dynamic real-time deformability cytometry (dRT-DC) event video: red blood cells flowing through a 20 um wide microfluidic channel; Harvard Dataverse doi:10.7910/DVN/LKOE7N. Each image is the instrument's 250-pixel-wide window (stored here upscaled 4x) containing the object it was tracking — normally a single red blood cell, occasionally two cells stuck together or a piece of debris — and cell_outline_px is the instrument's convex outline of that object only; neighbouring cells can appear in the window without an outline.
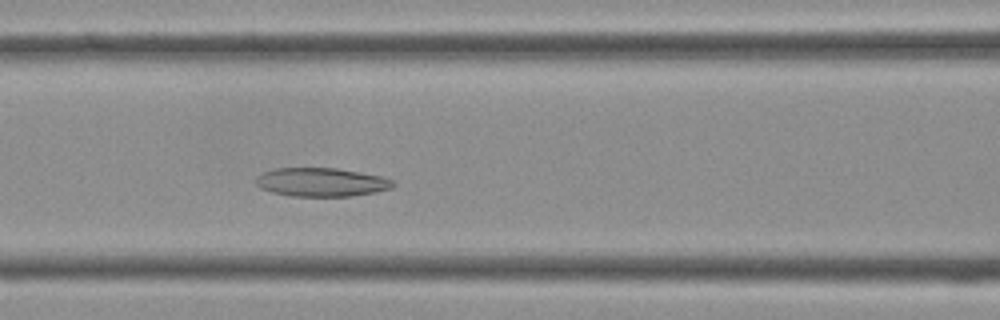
{"species": "Egyptian fruit bat (a non-hibernating species)", "species_latin": "Rousettus aegyptiacus", "temperature_condition": "cold", "stored_images_in_passage": 37, "camera_frame_rate_fps": 3000, "um_per_image_px": 0.085, "frame": {"image": 1, "passage_image": 13, "time_ms": 4.0, "image_size_px": [1000, 320], "cell_outline_px": [[396, 184], [392, 188], [376, 192], [352, 196], [292, 196], [272, 192], [260, 188], [256, 184], [256, 176], [264, 172], [276, 168], [336, 168], [360, 172], [380, 176], [392, 180]], "centroid_in_image_um": [27.32, 15.48], "position_along_channel_um": 139.3, "area_um2": 22.89}}
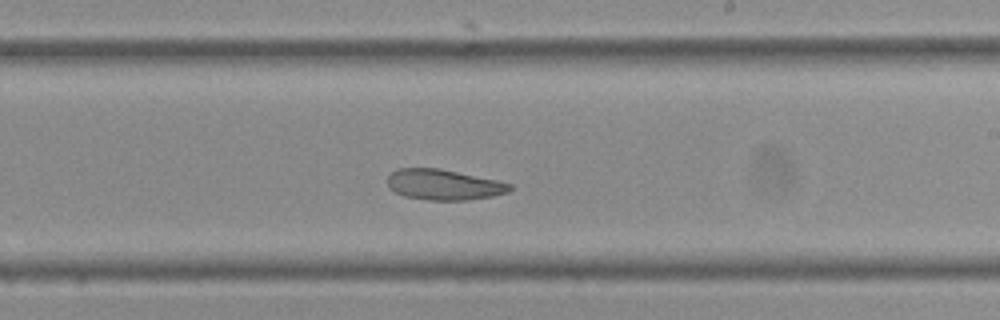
{"frame": {"image": 2, "passage_image": 20, "time_ms": 6.333, "image_size_px": [1000, 320], "cell_outline_px": [[512, 188], [508, 192], [492, 196], [464, 200], [428, 200], [404, 196], [388, 188], [388, 176], [396, 168], [440, 168], [496, 180], [512, 184]], "centroid_in_image_um": [37.69, 15.69], "position_along_channel_um": 251.3, "area_um2": 21.73}}
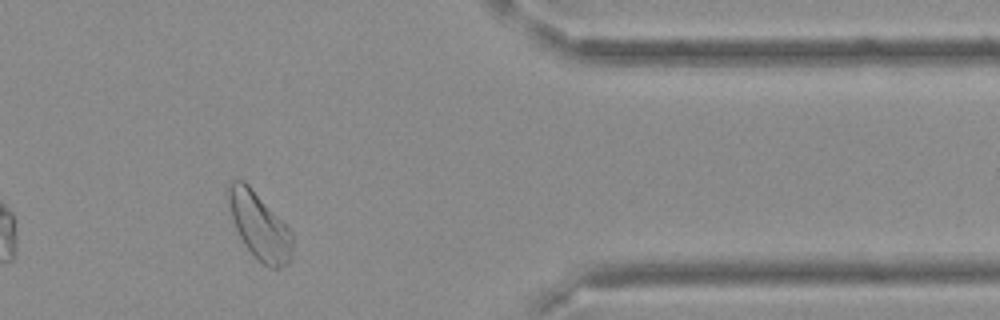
{"frame": {"image": 3, "passage_image": 30, "time_ms": 9.667, "image_size_px": [1000, 320], "cell_outline_px": [[292, 248], [288, 264], [276, 268], [268, 268], [244, 244], [236, 228], [228, 204], [228, 184], [232, 180], [244, 180], [248, 184], [292, 232]], "centroid_in_image_um": [22.04, 19.19], "position_along_channel_um": 389.4, "area_um2": 24.22}}